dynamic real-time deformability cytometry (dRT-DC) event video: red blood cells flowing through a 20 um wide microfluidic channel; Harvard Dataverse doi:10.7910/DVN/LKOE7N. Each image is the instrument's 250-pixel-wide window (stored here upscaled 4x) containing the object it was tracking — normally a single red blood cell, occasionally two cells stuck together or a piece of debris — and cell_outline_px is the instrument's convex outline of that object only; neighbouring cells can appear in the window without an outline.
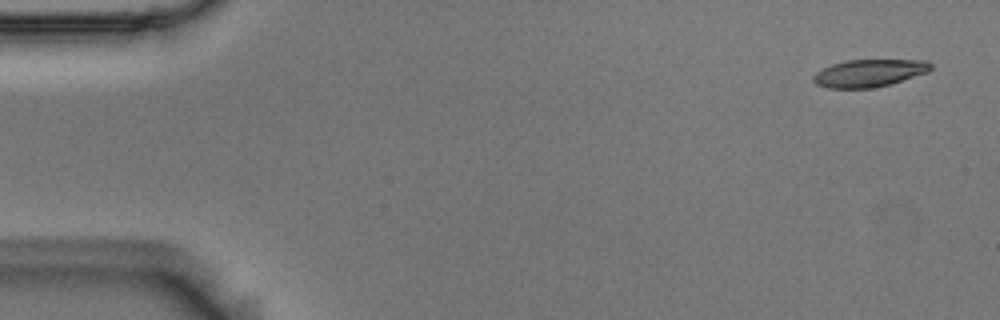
{"species": "Egyptian fruit bat (a non-hibernating species)", "species_latin": "Rousettus aegyptiacus", "temperature_condition": "room temperature", "stored_images_in_passage": 5, "camera_frame_rate_fps": 3000, "um_per_image_px": 0.085, "animal": {"sex": "male"}, "frame": {"image": 1, "passage_image": 1, "time_ms": 0.0, "image_size_px": [1000, 320], "cell_outline_px": [[932, 68], [928, 72], [892, 84], [872, 88], [828, 88], [816, 84], [812, 80], [812, 76], [816, 72], [832, 64], [848, 60], [928, 60], [932, 64]], "centroid_in_image_um": [73.9, 6.21], "position_along_channel_um": 11.1, "area_um2": 18.9}}
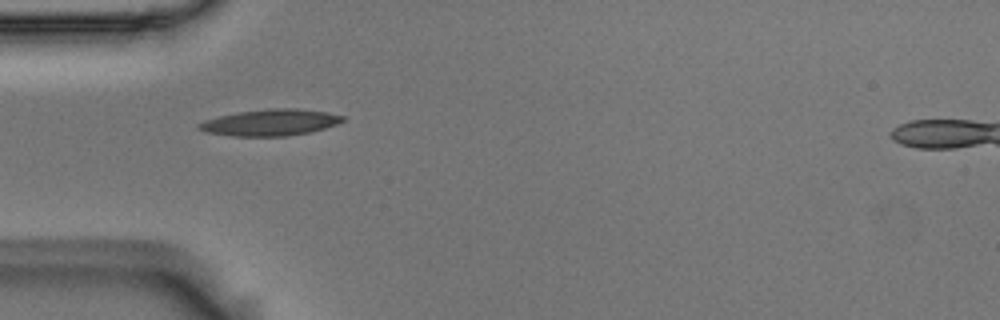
{"frame": {"image": 2, "passage_image": 5, "time_ms": 1.333, "image_size_px": [1000, 320], "cell_outline_px": [[344, 120], [336, 124], [324, 128], [308, 132], [288, 136], [232, 136], [204, 132], [196, 128], [196, 124], [204, 120], [220, 116], [240, 112], [268, 108], [296, 108], [328, 112], [344, 116]], "centroid_in_image_um": [22.94, 10.41], "position_along_channel_um": 62.1, "area_um2": 22.14}}